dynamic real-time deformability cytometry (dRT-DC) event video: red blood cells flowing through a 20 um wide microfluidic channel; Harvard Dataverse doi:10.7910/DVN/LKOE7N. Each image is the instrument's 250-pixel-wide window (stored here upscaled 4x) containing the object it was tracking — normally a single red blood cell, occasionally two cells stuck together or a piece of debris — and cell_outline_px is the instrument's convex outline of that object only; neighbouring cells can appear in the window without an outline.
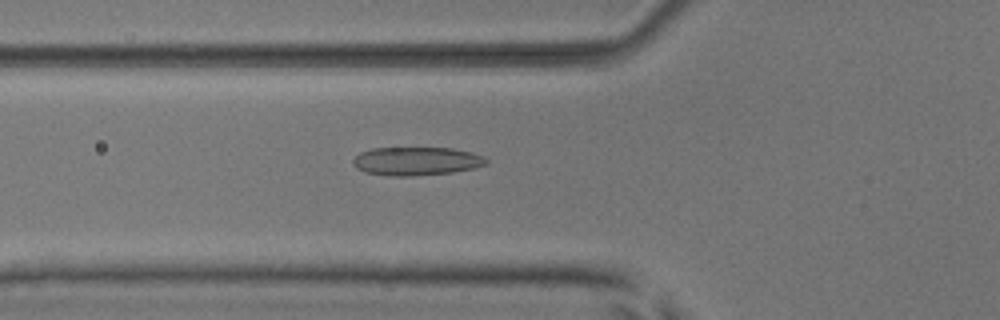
{"species": "common noctule bat (a hibernating species)", "species_latin": "Nyctalus noctula", "temperature_condition": "room temperature", "stored_images_in_passage": 52, "camera_frame_rate_fps": 3000, "um_per_image_px": 0.085, "animal": {"sex": "male", "body_mass_g": 17.9, "forearm_length_mm": 54.2}, "frame": {"image": 1, "passage_image": 19, "time_ms": 6.0, "image_size_px": [1000, 320], "cell_outline_px": [[488, 164], [472, 168], [452, 172], [412, 176], [392, 176], [364, 172], [356, 168], [352, 164], [352, 160], [360, 152], [372, 148], [452, 148], [472, 152], [484, 156], [488, 160]], "centroid_in_image_um": [35.38, 13.69], "position_along_channel_um": 90.4, "area_um2": 22.14}}
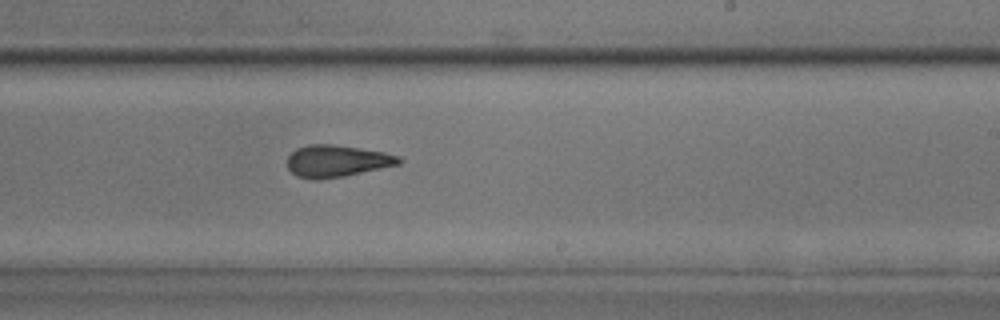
{"frame": {"image": 2, "passage_image": 32, "time_ms": 10.333, "image_size_px": [1000, 320], "cell_outline_px": [[404, 160], [400, 164], [344, 176], [316, 180], [296, 176], [288, 168], [288, 156], [296, 148], [308, 144], [332, 144], [360, 148], [384, 152], [400, 156]], "centroid_in_image_um": [28.64, 13.68], "position_along_channel_um": 260.4, "area_um2": 20.81}}
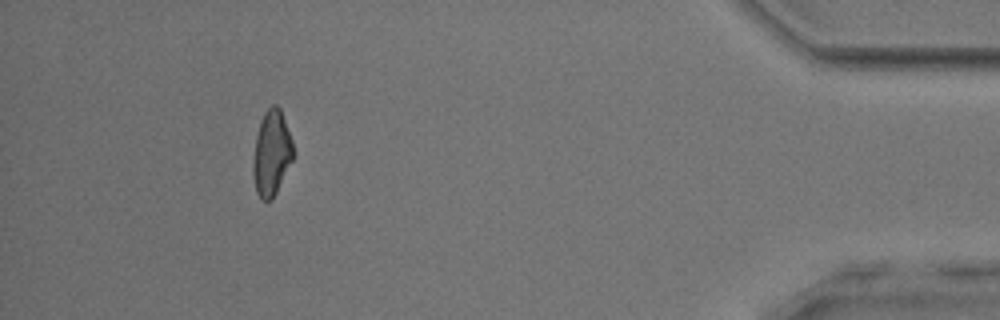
{"frame": {"image": 3, "passage_image": 48, "time_ms": 15.667, "image_size_px": [1000, 320], "cell_outline_px": [[292, 160], [272, 200], [260, 200], [256, 192], [252, 176], [252, 164], [256, 136], [260, 120], [264, 112], [272, 104], [276, 104], [280, 108], [292, 140]], "centroid_in_image_um": [23.05, 13.02], "position_along_channel_um": 412.2, "area_um2": 19.88}, "authors_computed_cell_mechanics": {"area_um2": 21.2126, "velocity_mm_per_s": 3.9284, "shape_relaxation_time_tau1_ms": 8.2568, "shape_relaxation_time_tau2_ms": 3.1831, "deformation_change_tau1": 0.2069, "deformation_change_tau2": 0.1111}}